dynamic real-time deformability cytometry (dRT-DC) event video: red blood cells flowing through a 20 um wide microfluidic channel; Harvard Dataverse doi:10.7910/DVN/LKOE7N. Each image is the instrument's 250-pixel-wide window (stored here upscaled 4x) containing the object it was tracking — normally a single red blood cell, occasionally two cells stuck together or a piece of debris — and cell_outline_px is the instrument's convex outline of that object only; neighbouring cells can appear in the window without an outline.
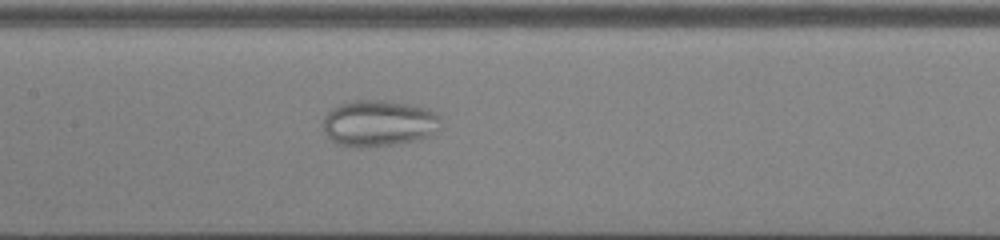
{"species": "common noctule bat (a hibernating species)", "species_latin": "Nyctalus noctula", "temperature_condition": "cold", "stored_images_in_passage": 34, "camera_frame_rate_fps": 3000, "um_per_image_px": 0.085, "animal": {"sex": "male", "body_mass_g": 13.0, "forearm_length_mm": 53.1}, "frame": {"image": 1, "passage_image": 10, "time_ms": 3.0, "image_size_px": [1000, 240], "cell_outline_px": [[440, 132], [436, 136], [420, 140], [396, 144], [368, 148], [360, 148], [340, 144], [332, 140], [324, 132], [324, 116], [332, 108], [340, 104], [356, 100], [384, 100], [416, 104], [428, 108], [436, 112], [440, 116]], "centroid_in_image_um": [32.3, 10.48], "position_along_channel_um": 175.1, "area_um2": 32.66}}
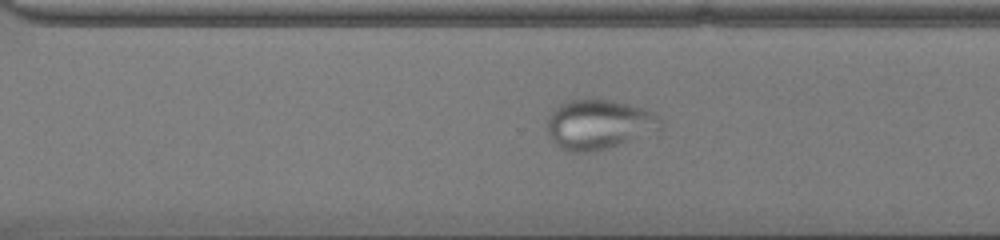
{"frame": {"image": 2, "passage_image": 21, "time_ms": 6.667, "image_size_px": [1000, 240], "cell_outline_px": [[664, 128], [660, 132], [608, 148], [592, 152], [564, 152], [552, 140], [544, 128], [544, 124], [552, 108], [564, 100], [612, 100], [628, 104], [656, 112], [664, 124]], "centroid_in_image_um": [50.91, 10.59], "position_along_channel_um": 319.7, "area_um2": 33.99}}
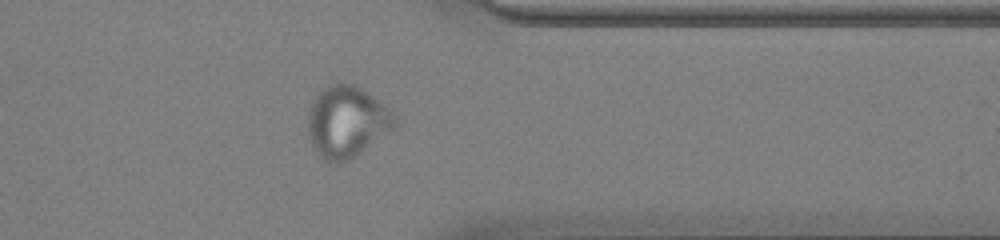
{"frame": {"image": 3, "passage_image": 26, "time_ms": 8.333, "image_size_px": [1000, 240], "cell_outline_px": [[396, 128], [348, 160], [328, 160], [312, 148], [308, 136], [308, 116], [312, 104], [316, 96], [328, 84], [352, 84], [368, 92], [396, 112]], "centroid_in_image_um": [29.52, 10.32], "position_along_channel_um": 381.9, "area_um2": 35.72}}